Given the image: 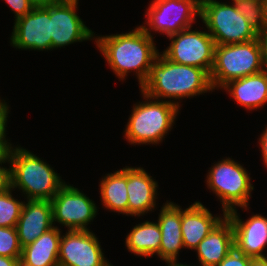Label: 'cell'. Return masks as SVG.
Instances as JSON below:
<instances>
[{"label":"cell","mask_w":267,"mask_h":266,"mask_svg":"<svg viewBox=\"0 0 267 266\" xmlns=\"http://www.w3.org/2000/svg\"><path fill=\"white\" fill-rule=\"evenodd\" d=\"M95 42L116 76L123 81L134 70L140 87L159 53L141 25L125 34L97 36Z\"/></svg>","instance_id":"6da1fadb"},{"label":"cell","mask_w":267,"mask_h":266,"mask_svg":"<svg viewBox=\"0 0 267 266\" xmlns=\"http://www.w3.org/2000/svg\"><path fill=\"white\" fill-rule=\"evenodd\" d=\"M140 90L154 99L170 98L168 102L180 107L171 99L194 97L214 89L205 69L174 63L158 53Z\"/></svg>","instance_id":"7a4b0ae2"},{"label":"cell","mask_w":267,"mask_h":266,"mask_svg":"<svg viewBox=\"0 0 267 266\" xmlns=\"http://www.w3.org/2000/svg\"><path fill=\"white\" fill-rule=\"evenodd\" d=\"M10 159L11 188H18L27 199L51 200L66 184L49 164L35 154L12 148Z\"/></svg>","instance_id":"3957f363"},{"label":"cell","mask_w":267,"mask_h":266,"mask_svg":"<svg viewBox=\"0 0 267 266\" xmlns=\"http://www.w3.org/2000/svg\"><path fill=\"white\" fill-rule=\"evenodd\" d=\"M141 94L147 101L134 104L124 131L125 138L133 145L159 144L171 130L179 107L167 100H154L143 92Z\"/></svg>","instance_id":"277c9868"},{"label":"cell","mask_w":267,"mask_h":266,"mask_svg":"<svg viewBox=\"0 0 267 266\" xmlns=\"http://www.w3.org/2000/svg\"><path fill=\"white\" fill-rule=\"evenodd\" d=\"M264 69L258 38L244 43L215 45L214 63L210 72L212 87L222 88L232 80Z\"/></svg>","instance_id":"5b68a950"},{"label":"cell","mask_w":267,"mask_h":266,"mask_svg":"<svg viewBox=\"0 0 267 266\" xmlns=\"http://www.w3.org/2000/svg\"><path fill=\"white\" fill-rule=\"evenodd\" d=\"M200 19L215 45L244 43L258 36V32L237 11L234 3L228 5L216 0H201Z\"/></svg>","instance_id":"8992f818"},{"label":"cell","mask_w":267,"mask_h":266,"mask_svg":"<svg viewBox=\"0 0 267 266\" xmlns=\"http://www.w3.org/2000/svg\"><path fill=\"white\" fill-rule=\"evenodd\" d=\"M250 181L246 168L230 158L218 161L210 168L206 184L219 197L223 216L237 206L247 210L251 191L254 190Z\"/></svg>","instance_id":"52a82bcc"},{"label":"cell","mask_w":267,"mask_h":266,"mask_svg":"<svg viewBox=\"0 0 267 266\" xmlns=\"http://www.w3.org/2000/svg\"><path fill=\"white\" fill-rule=\"evenodd\" d=\"M146 12L149 28L142 25V29L150 37L151 30L169 37L192 27L195 17H200L201 0H153Z\"/></svg>","instance_id":"ba28073f"},{"label":"cell","mask_w":267,"mask_h":266,"mask_svg":"<svg viewBox=\"0 0 267 266\" xmlns=\"http://www.w3.org/2000/svg\"><path fill=\"white\" fill-rule=\"evenodd\" d=\"M191 27L169 36L170 45L162 53L170 61L205 69L209 74L214 63L215 42L208 32Z\"/></svg>","instance_id":"9c48e42d"},{"label":"cell","mask_w":267,"mask_h":266,"mask_svg":"<svg viewBox=\"0 0 267 266\" xmlns=\"http://www.w3.org/2000/svg\"><path fill=\"white\" fill-rule=\"evenodd\" d=\"M11 45L23 50H50V0H40L24 17L14 22Z\"/></svg>","instance_id":"30bf717a"},{"label":"cell","mask_w":267,"mask_h":266,"mask_svg":"<svg viewBox=\"0 0 267 266\" xmlns=\"http://www.w3.org/2000/svg\"><path fill=\"white\" fill-rule=\"evenodd\" d=\"M53 224L58 222L70 230H89L87 225L97 215V205L78 188L65 184L50 200Z\"/></svg>","instance_id":"8fae6325"},{"label":"cell","mask_w":267,"mask_h":266,"mask_svg":"<svg viewBox=\"0 0 267 266\" xmlns=\"http://www.w3.org/2000/svg\"><path fill=\"white\" fill-rule=\"evenodd\" d=\"M77 5L78 0H50L52 50L94 38V32L77 15Z\"/></svg>","instance_id":"7c38bea8"},{"label":"cell","mask_w":267,"mask_h":266,"mask_svg":"<svg viewBox=\"0 0 267 266\" xmlns=\"http://www.w3.org/2000/svg\"><path fill=\"white\" fill-rule=\"evenodd\" d=\"M105 259L91 230H70L61 235L59 266H113Z\"/></svg>","instance_id":"4fadbf2b"},{"label":"cell","mask_w":267,"mask_h":266,"mask_svg":"<svg viewBox=\"0 0 267 266\" xmlns=\"http://www.w3.org/2000/svg\"><path fill=\"white\" fill-rule=\"evenodd\" d=\"M234 233V248L251 258L266 257L263 250L267 245V218L256 214L245 222L240 219L237 209L226 214Z\"/></svg>","instance_id":"5bb4252c"},{"label":"cell","mask_w":267,"mask_h":266,"mask_svg":"<svg viewBox=\"0 0 267 266\" xmlns=\"http://www.w3.org/2000/svg\"><path fill=\"white\" fill-rule=\"evenodd\" d=\"M54 227L50 200L27 199L16 229L21 247H25Z\"/></svg>","instance_id":"9a60e30c"},{"label":"cell","mask_w":267,"mask_h":266,"mask_svg":"<svg viewBox=\"0 0 267 266\" xmlns=\"http://www.w3.org/2000/svg\"><path fill=\"white\" fill-rule=\"evenodd\" d=\"M158 183L140 167H127L128 215L141 216L156 207Z\"/></svg>","instance_id":"2e32d148"},{"label":"cell","mask_w":267,"mask_h":266,"mask_svg":"<svg viewBox=\"0 0 267 266\" xmlns=\"http://www.w3.org/2000/svg\"><path fill=\"white\" fill-rule=\"evenodd\" d=\"M234 248V233L230 219H223L198 244L195 249L201 266L218 265Z\"/></svg>","instance_id":"e0dca14e"},{"label":"cell","mask_w":267,"mask_h":266,"mask_svg":"<svg viewBox=\"0 0 267 266\" xmlns=\"http://www.w3.org/2000/svg\"><path fill=\"white\" fill-rule=\"evenodd\" d=\"M221 220L222 216H213L199 201L185 210L181 209V233L184 248L195 250Z\"/></svg>","instance_id":"ac0fdd59"},{"label":"cell","mask_w":267,"mask_h":266,"mask_svg":"<svg viewBox=\"0 0 267 266\" xmlns=\"http://www.w3.org/2000/svg\"><path fill=\"white\" fill-rule=\"evenodd\" d=\"M162 238L160 243V259L177 260L179 251L184 248L181 233V208L173 202H166L161 207L157 220Z\"/></svg>","instance_id":"d6986e66"},{"label":"cell","mask_w":267,"mask_h":266,"mask_svg":"<svg viewBox=\"0 0 267 266\" xmlns=\"http://www.w3.org/2000/svg\"><path fill=\"white\" fill-rule=\"evenodd\" d=\"M223 88L240 106L246 109L255 110L264 107L263 105L267 103V69L232 80Z\"/></svg>","instance_id":"ffe728a7"},{"label":"cell","mask_w":267,"mask_h":266,"mask_svg":"<svg viewBox=\"0 0 267 266\" xmlns=\"http://www.w3.org/2000/svg\"><path fill=\"white\" fill-rule=\"evenodd\" d=\"M61 229L54 226L22 248L20 262L27 266H59Z\"/></svg>","instance_id":"44dd1931"},{"label":"cell","mask_w":267,"mask_h":266,"mask_svg":"<svg viewBox=\"0 0 267 266\" xmlns=\"http://www.w3.org/2000/svg\"><path fill=\"white\" fill-rule=\"evenodd\" d=\"M99 185L100 198L105 208L128 215L127 166L107 174Z\"/></svg>","instance_id":"7402d4cb"},{"label":"cell","mask_w":267,"mask_h":266,"mask_svg":"<svg viewBox=\"0 0 267 266\" xmlns=\"http://www.w3.org/2000/svg\"><path fill=\"white\" fill-rule=\"evenodd\" d=\"M161 229L157 222L145 221L133 227L126 237L128 251L145 257L157 254L160 258Z\"/></svg>","instance_id":"603a6c76"},{"label":"cell","mask_w":267,"mask_h":266,"mask_svg":"<svg viewBox=\"0 0 267 266\" xmlns=\"http://www.w3.org/2000/svg\"><path fill=\"white\" fill-rule=\"evenodd\" d=\"M238 12L257 31H262L265 26V0H232Z\"/></svg>","instance_id":"cb8c5ba5"},{"label":"cell","mask_w":267,"mask_h":266,"mask_svg":"<svg viewBox=\"0 0 267 266\" xmlns=\"http://www.w3.org/2000/svg\"><path fill=\"white\" fill-rule=\"evenodd\" d=\"M12 188L0 193V227H16L24 202L15 199Z\"/></svg>","instance_id":"d4e9b609"},{"label":"cell","mask_w":267,"mask_h":266,"mask_svg":"<svg viewBox=\"0 0 267 266\" xmlns=\"http://www.w3.org/2000/svg\"><path fill=\"white\" fill-rule=\"evenodd\" d=\"M21 251L16 227H0V256L20 258Z\"/></svg>","instance_id":"484cf974"},{"label":"cell","mask_w":267,"mask_h":266,"mask_svg":"<svg viewBox=\"0 0 267 266\" xmlns=\"http://www.w3.org/2000/svg\"><path fill=\"white\" fill-rule=\"evenodd\" d=\"M15 13V21L30 13L40 0H4Z\"/></svg>","instance_id":"4316f807"},{"label":"cell","mask_w":267,"mask_h":266,"mask_svg":"<svg viewBox=\"0 0 267 266\" xmlns=\"http://www.w3.org/2000/svg\"><path fill=\"white\" fill-rule=\"evenodd\" d=\"M9 113V106L6 102L0 105V147L8 153L13 147L12 144L6 140V124Z\"/></svg>","instance_id":"83f0119b"},{"label":"cell","mask_w":267,"mask_h":266,"mask_svg":"<svg viewBox=\"0 0 267 266\" xmlns=\"http://www.w3.org/2000/svg\"><path fill=\"white\" fill-rule=\"evenodd\" d=\"M250 257L233 248L216 266H249Z\"/></svg>","instance_id":"f1b7e54d"},{"label":"cell","mask_w":267,"mask_h":266,"mask_svg":"<svg viewBox=\"0 0 267 266\" xmlns=\"http://www.w3.org/2000/svg\"><path fill=\"white\" fill-rule=\"evenodd\" d=\"M6 162H10L8 153L0 160V193L11 188L10 167H1Z\"/></svg>","instance_id":"f546056e"},{"label":"cell","mask_w":267,"mask_h":266,"mask_svg":"<svg viewBox=\"0 0 267 266\" xmlns=\"http://www.w3.org/2000/svg\"><path fill=\"white\" fill-rule=\"evenodd\" d=\"M258 41L261 47L262 62L265 69H267V28L258 32Z\"/></svg>","instance_id":"4dcf8cb0"},{"label":"cell","mask_w":267,"mask_h":266,"mask_svg":"<svg viewBox=\"0 0 267 266\" xmlns=\"http://www.w3.org/2000/svg\"><path fill=\"white\" fill-rule=\"evenodd\" d=\"M259 144L261 147L262 158L264 160L263 162L267 167V126L265 127L263 133L260 135Z\"/></svg>","instance_id":"1f68e13d"},{"label":"cell","mask_w":267,"mask_h":266,"mask_svg":"<svg viewBox=\"0 0 267 266\" xmlns=\"http://www.w3.org/2000/svg\"><path fill=\"white\" fill-rule=\"evenodd\" d=\"M20 258L0 256V266H18Z\"/></svg>","instance_id":"d6a6232c"},{"label":"cell","mask_w":267,"mask_h":266,"mask_svg":"<svg viewBox=\"0 0 267 266\" xmlns=\"http://www.w3.org/2000/svg\"><path fill=\"white\" fill-rule=\"evenodd\" d=\"M249 266H267V256L266 257H250Z\"/></svg>","instance_id":"836d02e7"},{"label":"cell","mask_w":267,"mask_h":266,"mask_svg":"<svg viewBox=\"0 0 267 266\" xmlns=\"http://www.w3.org/2000/svg\"><path fill=\"white\" fill-rule=\"evenodd\" d=\"M177 261L178 260L166 261V263L168 264V266H190L183 263H177Z\"/></svg>","instance_id":"e575fe53"},{"label":"cell","mask_w":267,"mask_h":266,"mask_svg":"<svg viewBox=\"0 0 267 266\" xmlns=\"http://www.w3.org/2000/svg\"><path fill=\"white\" fill-rule=\"evenodd\" d=\"M265 28H267V0H265Z\"/></svg>","instance_id":"d590c367"},{"label":"cell","mask_w":267,"mask_h":266,"mask_svg":"<svg viewBox=\"0 0 267 266\" xmlns=\"http://www.w3.org/2000/svg\"><path fill=\"white\" fill-rule=\"evenodd\" d=\"M7 153L0 147V160L6 155Z\"/></svg>","instance_id":"8d00e7d4"},{"label":"cell","mask_w":267,"mask_h":266,"mask_svg":"<svg viewBox=\"0 0 267 266\" xmlns=\"http://www.w3.org/2000/svg\"><path fill=\"white\" fill-rule=\"evenodd\" d=\"M18 266H27V265H25V264H23V263H21L20 261L18 262Z\"/></svg>","instance_id":"74e56055"}]
</instances>
